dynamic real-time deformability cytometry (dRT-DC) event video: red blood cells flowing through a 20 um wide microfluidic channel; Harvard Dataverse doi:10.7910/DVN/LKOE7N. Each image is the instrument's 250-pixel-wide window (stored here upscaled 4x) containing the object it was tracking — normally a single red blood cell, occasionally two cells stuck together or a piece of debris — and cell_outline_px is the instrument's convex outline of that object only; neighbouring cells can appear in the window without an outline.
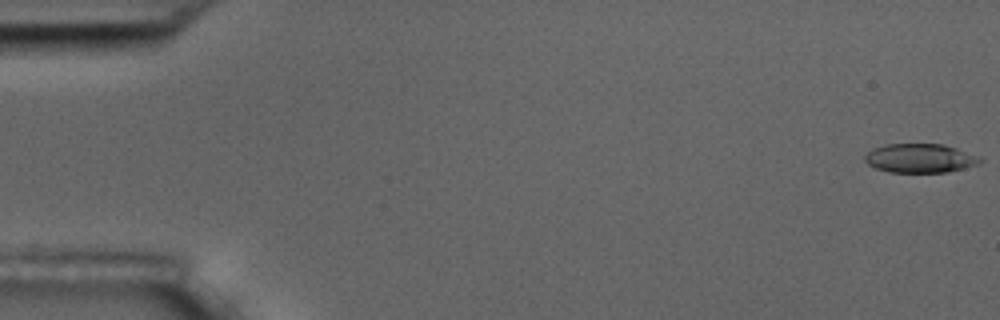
{"species": "common noctule bat (a hibernating species)", "species_latin": "Nyctalus noctula", "temperature_condition": "room temperature", "stored_images_in_passage": 7, "camera_frame_rate_fps": 3000, "um_per_image_px": 0.085, "animal": {"sex": "male", "body_mass_g": 17.5, "forearm_length_mm": 52.3}, "frame": {"image": 1, "passage_image": 1, "time_ms": 0.0, "image_size_px": [1000, 320], "cell_outline_px": [[984, 160], [980, 164], [948, 172], [888, 172], [876, 168], [868, 164], [864, 160], [864, 156], [872, 148], [884, 144], [944, 144], [956, 148], [976, 156]], "centroid_in_image_um": [78.18, 13.45], "position_along_channel_um": 6.8, "area_um2": 19.48}}
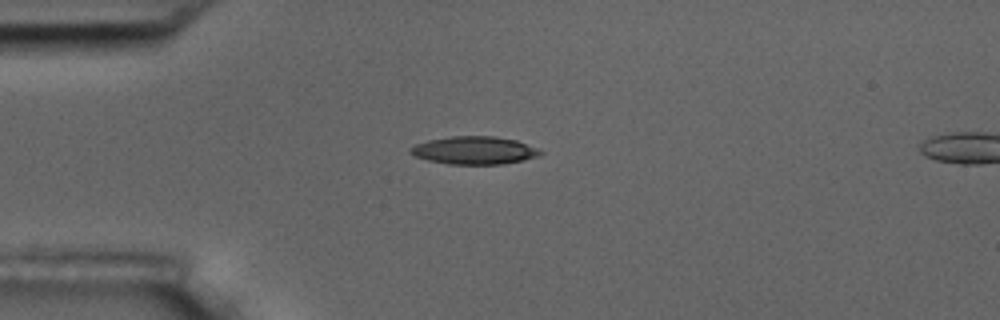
{"frame": {"image": 2, "passage_image": 5, "time_ms": 4.667, "image_size_px": [1000, 320], "cell_outline_px": [[544, 152], [536, 156], [524, 160], [504, 164], [448, 164], [428, 160], [416, 156], [408, 152], [408, 148], [416, 144], [428, 140], [452, 136], [496, 136], [516, 140], [536, 148]], "centroid_in_image_um": [40.29, 12.78], "position_along_channel_um": 44.7, "area_um2": 21.04}}